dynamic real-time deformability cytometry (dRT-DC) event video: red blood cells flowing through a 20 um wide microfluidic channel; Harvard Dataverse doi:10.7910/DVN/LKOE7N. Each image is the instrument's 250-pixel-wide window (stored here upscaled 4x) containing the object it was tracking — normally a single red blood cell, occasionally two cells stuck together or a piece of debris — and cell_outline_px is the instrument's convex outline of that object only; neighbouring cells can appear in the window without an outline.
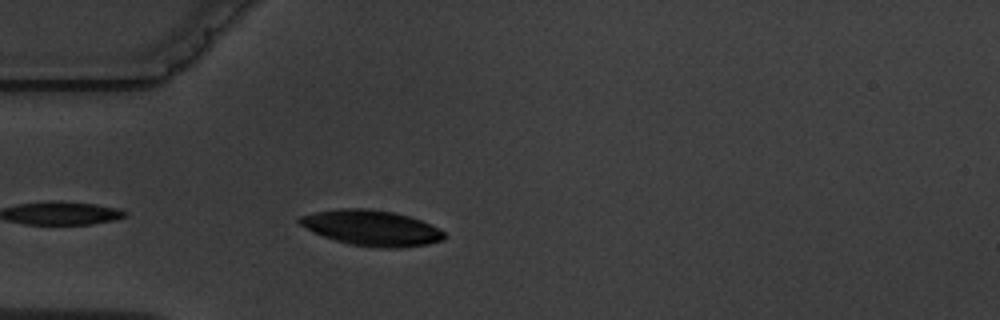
{"species": "common noctule bat (a hibernating species)", "species_latin": "Nyctalus noctula", "temperature_condition": "warm", "stored_images_in_passage": 5, "camera_frame_rate_fps": 3000, "um_per_image_px": 0.085, "animal": {"sex": "male", "body_mass_g": 19.5, "forearm_length_mm": 54.6}, "frame": {"image": 1, "passage_image": 5, "time_ms": 4.667, "image_size_px": [1000, 320], "cell_outline_px": [[444, 240], [428, 244], [400, 248], [372, 248], [348, 244], [312, 232], [300, 224], [296, 220], [300, 216], [316, 212], [340, 208], [368, 208], [392, 212], [408, 216], [432, 224], [440, 228], [444, 232]], "centroid_in_image_um": [31.59, 19.38], "position_along_channel_um": 53.4, "area_um2": 30.11}}